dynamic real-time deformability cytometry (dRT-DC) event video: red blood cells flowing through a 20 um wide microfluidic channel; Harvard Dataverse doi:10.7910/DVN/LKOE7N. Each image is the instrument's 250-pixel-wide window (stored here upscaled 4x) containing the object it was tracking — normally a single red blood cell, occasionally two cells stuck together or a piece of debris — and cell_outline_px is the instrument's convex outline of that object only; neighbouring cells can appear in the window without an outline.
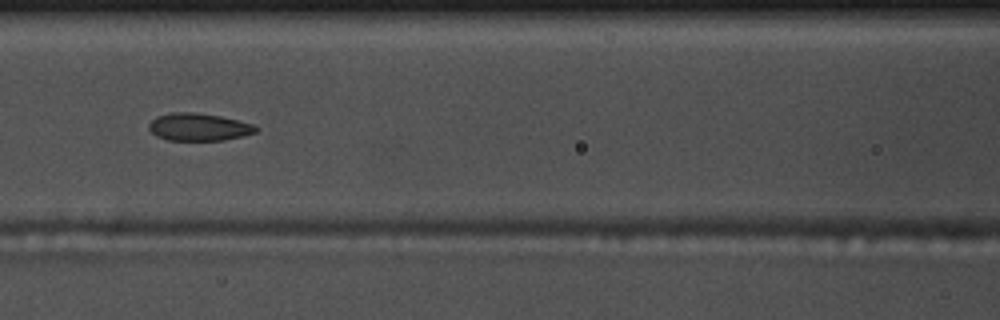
{"species": "common noctule bat (a hibernating species)", "species_latin": "Nyctalus noctula", "temperature_condition": "warm", "stored_images_in_passage": 36, "camera_frame_rate_fps": 3000, "um_per_image_px": 0.085, "animal": {"sex": "male", "body_mass_g": 17.5, "forearm_length_mm": 52.3}, "frame": {"image": 1, "passage_image": 11, "time_ms": 3.333, "image_size_px": [1000, 320], "cell_outline_px": [[260, 128], [256, 132], [244, 136], [224, 140], [168, 140], [156, 136], [148, 128], [148, 124], [156, 116], [168, 112], [196, 112], [220, 116], [252, 124]], "centroid_in_image_um": [16.87, 10.79], "position_along_channel_um": 149.7, "area_um2": 17.28}, "authors_computed_cell_mechanics": {"area_um2": 17.6868, "velocity_mm_per_s": 3.6889, "shape_relaxation_time_tau1_ms": 4.023, "shape_relaxation_time_tau2_ms": 2.0622, "deformation_change_tau1": 0.1314, "deformation_change_tau2": 0.0832}}